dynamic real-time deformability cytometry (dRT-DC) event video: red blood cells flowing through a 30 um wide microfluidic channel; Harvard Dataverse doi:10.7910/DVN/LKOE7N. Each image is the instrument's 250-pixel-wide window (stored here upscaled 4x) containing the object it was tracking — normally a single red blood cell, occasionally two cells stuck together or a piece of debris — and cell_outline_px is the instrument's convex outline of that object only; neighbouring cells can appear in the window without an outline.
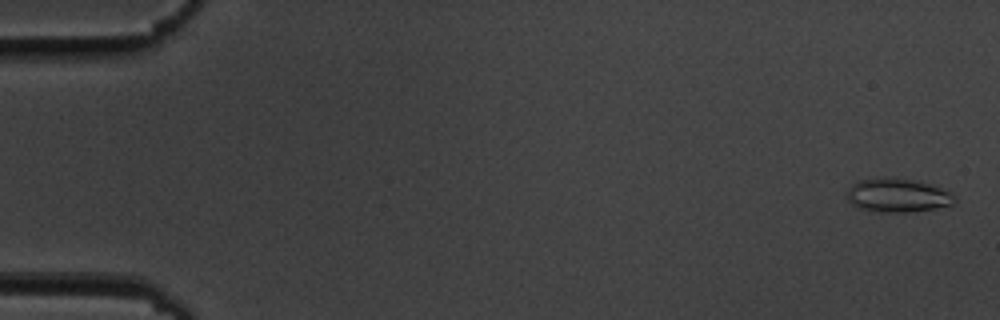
{"species": "common noctule bat (a hibernating species)", "species_latin": "Nyctalus noctula", "temperature_condition": "cold", "stored_images_in_passage": 16, "camera_frame_rate_fps": 3000, "um_per_image_px": 0.085, "animal": {"sex": "male", "body_mass_g": 19.5, "forearm_length_mm": 54.6}, "frame": {"image": 1, "passage_image": 2, "time_ms": 0.333, "image_size_px": [1000, 320], "cell_outline_px": [[956, 200], [952, 204], [932, 208], [904, 212], [876, 212], [856, 208], [844, 196], [844, 192], [856, 180], [880, 176], [892, 176], [912, 180], [928, 184], [952, 192], [956, 196]], "centroid_in_image_um": [76.18, 16.58], "position_along_channel_um": 8.8, "area_um2": 21.62}}